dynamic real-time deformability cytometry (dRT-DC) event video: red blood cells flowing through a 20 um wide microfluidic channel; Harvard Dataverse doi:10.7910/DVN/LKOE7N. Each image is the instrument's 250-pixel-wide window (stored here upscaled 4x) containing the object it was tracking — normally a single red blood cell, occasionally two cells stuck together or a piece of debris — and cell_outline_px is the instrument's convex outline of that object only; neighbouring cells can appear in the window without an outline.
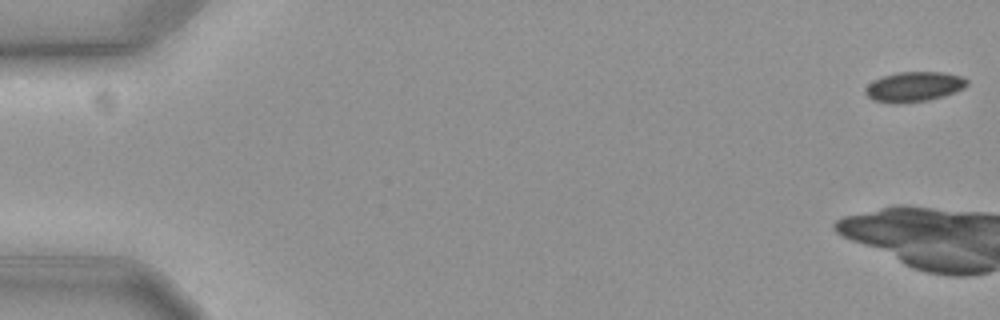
{"species": "common noctule bat (a hibernating species)", "species_latin": "Nyctalus noctula", "temperature_condition": "cold", "stored_images_in_passage": 9, "camera_frame_rate_fps": 3000, "um_per_image_px": 0.085, "animal": {"sex": "female", "body_mass_g": 19.3, "forearm_length_mm": 54.1}, "frame": {"image": 1, "passage_image": 1, "time_ms": 0.0, "image_size_px": [1000, 320], "cell_outline_px": [[968, 84], [964, 88], [944, 96], [928, 100], [876, 100], [868, 96], [864, 92], [868, 84], [872, 80], [884, 76], [900, 72], [940, 72], [964, 76], [968, 80]], "centroid_in_image_um": [77.77, 7.31], "position_along_channel_um": 7.2, "area_um2": 16.94}}